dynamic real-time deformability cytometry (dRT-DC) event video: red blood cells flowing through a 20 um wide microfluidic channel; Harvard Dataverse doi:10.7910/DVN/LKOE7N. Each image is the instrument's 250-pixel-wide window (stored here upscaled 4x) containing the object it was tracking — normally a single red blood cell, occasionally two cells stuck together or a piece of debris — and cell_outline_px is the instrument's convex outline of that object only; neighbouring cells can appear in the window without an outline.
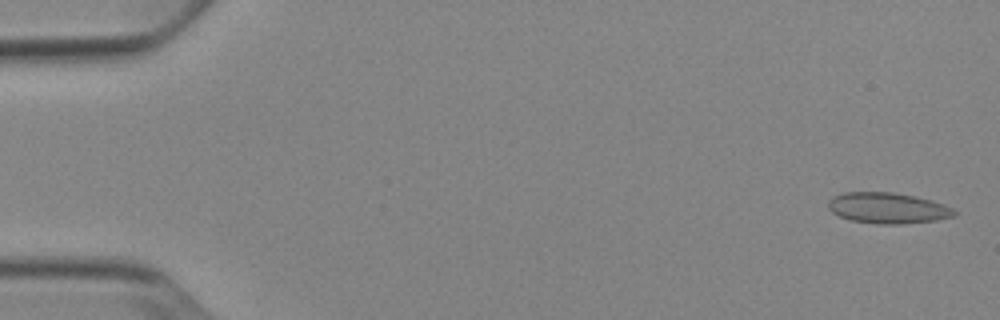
{"species": "Egyptian fruit bat (a non-hibernating species)", "species_latin": "Rousettus aegyptiacus", "temperature_condition": "cold", "stored_images_in_passage": 52, "camera_frame_rate_fps": 3000, "um_per_image_px": 0.085, "animal": {"sex": "female"}, "frame": {"image": 1, "passage_image": 2, "time_ms": 0.333, "image_size_px": [1000, 320], "cell_outline_px": [[956, 216], [936, 220], [904, 224], [876, 224], [852, 220], [840, 216], [832, 212], [828, 208], [828, 200], [832, 196], [844, 192], [892, 192], [916, 196], [932, 200], [944, 204], [952, 208], [956, 212]], "centroid_in_image_um": [75.46, 17.68], "position_along_channel_um": 9.5, "area_um2": 22.83}}
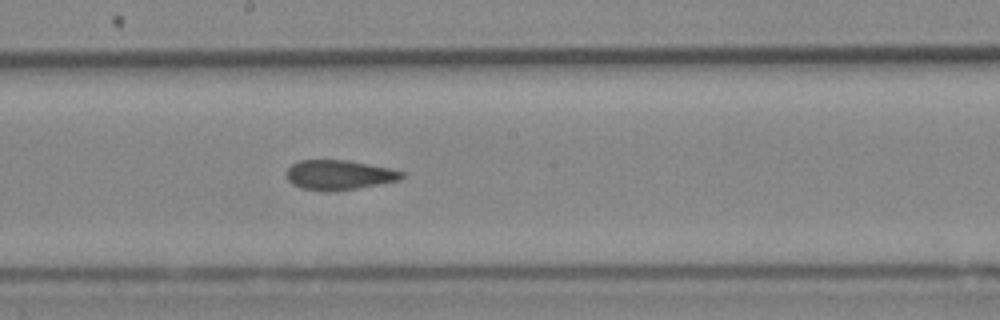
{"frame": {"image": 2, "passage_image": 29, "time_ms": 9.333, "image_size_px": [1000, 320], "cell_outline_px": [[404, 176], [400, 180], [336, 192], [332, 192], [300, 188], [292, 184], [288, 180], [288, 168], [292, 164], [300, 160], [348, 160], [392, 168], [404, 172]], "centroid_in_image_um": [28.85, 14.87], "position_along_channel_um": 219.4, "area_um2": 20.11}}
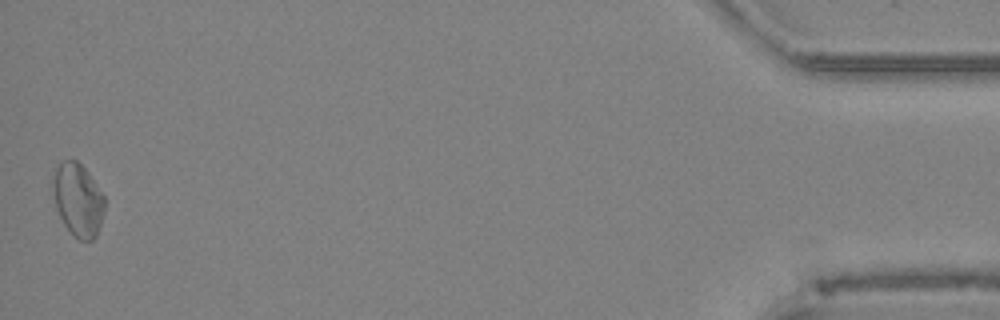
{"frame": {"image": 3, "passage_image": 52, "time_ms": 17.0, "image_size_px": [1000, 320], "cell_outline_px": [[104, 212], [96, 236], [92, 240], [80, 240], [72, 236], [64, 224], [56, 208], [52, 188], [56, 168], [64, 160], [76, 160], [88, 172], [104, 196]], "centroid_in_image_um": [6.63, 17.01], "position_along_channel_um": 428.6, "area_um2": 21.73}, "authors_computed_cell_mechanics": {"area_um2": 20.9814, "velocity_mm_per_s": 3.8847, "shape_relaxation_time_tau1_ms": null, "shape_relaxation_time_tau2_ms": 2.437, "deformation_change_tau1": null, "deformation_change_tau2": 0.0675}}